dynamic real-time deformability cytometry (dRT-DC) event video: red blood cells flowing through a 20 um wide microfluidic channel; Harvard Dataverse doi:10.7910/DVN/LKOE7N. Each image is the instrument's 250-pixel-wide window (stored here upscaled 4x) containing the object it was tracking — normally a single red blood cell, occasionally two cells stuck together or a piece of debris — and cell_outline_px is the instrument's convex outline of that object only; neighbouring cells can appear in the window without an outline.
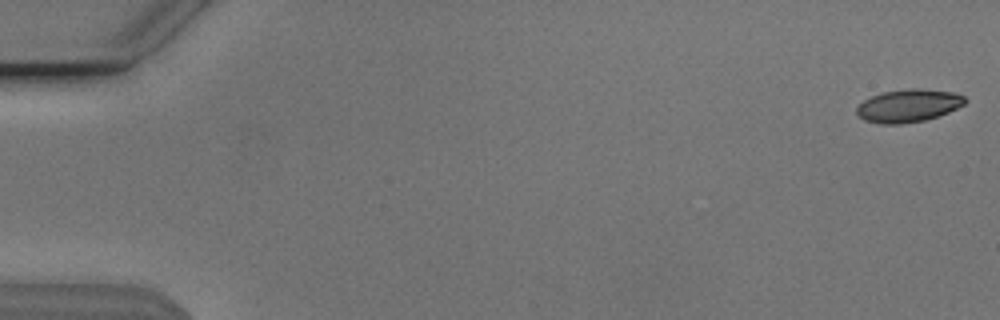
{"species": "Egyptian fruit bat (a non-hibernating species)", "species_latin": "Rousettus aegyptiacus", "temperature_condition": "cold", "stored_images_in_passage": 14, "camera_frame_rate_fps": 3000, "um_per_image_px": 0.085, "animal": {"sex": "male"}, "frame": {"image": 1, "passage_image": 1, "time_ms": 0.0, "image_size_px": [1000, 320], "cell_outline_px": [[968, 100], [964, 104], [948, 112], [924, 120], [900, 124], [880, 124], [864, 120], [856, 116], [856, 108], [864, 100], [872, 96], [884, 92], [912, 88], [920, 88], [952, 92], [964, 96]], "centroid_in_image_um": [77.19, 8.98], "position_along_channel_um": 7.8, "area_um2": 20.63}}
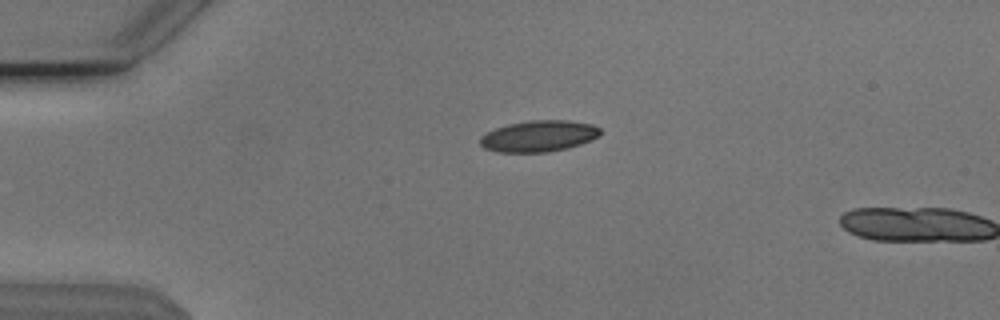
{"frame": {"image": 2, "passage_image": 13, "time_ms": 4.0, "image_size_px": [1000, 320], "cell_outline_px": [[600, 136], [592, 140], [568, 148], [548, 152], [496, 152], [484, 148], [480, 144], [480, 136], [496, 128], [508, 124], [532, 120], [568, 120], [592, 124], [600, 128]], "centroid_in_image_um": [45.81, 11.57], "position_along_channel_um": 39.2, "area_um2": 21.96}}